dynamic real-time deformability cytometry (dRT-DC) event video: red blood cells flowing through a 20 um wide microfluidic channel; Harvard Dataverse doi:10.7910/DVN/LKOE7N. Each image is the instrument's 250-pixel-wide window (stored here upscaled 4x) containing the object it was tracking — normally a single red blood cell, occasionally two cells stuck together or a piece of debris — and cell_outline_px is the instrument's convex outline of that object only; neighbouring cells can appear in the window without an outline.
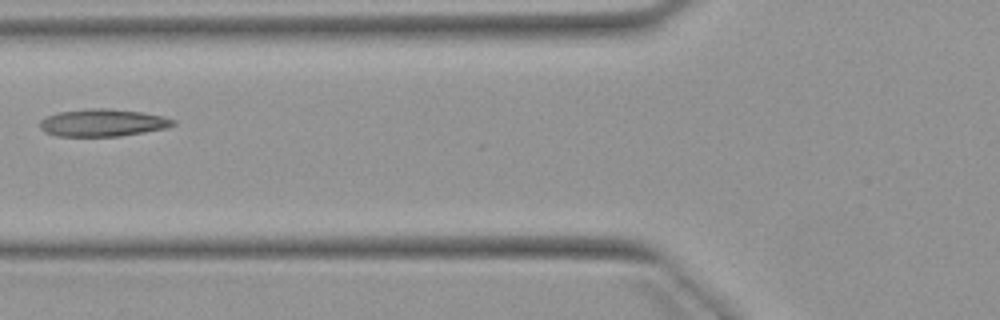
{"species": "Egyptian fruit bat (a non-hibernating species)", "species_latin": "Rousettus aegyptiacus", "temperature_condition": "warm", "stored_images_in_passage": 5, "camera_frame_rate_fps": 3000, "um_per_image_px": 0.085, "animal": {"sex": "female"}, "frame": {"image": 1, "passage_image": 5, "time_ms": 5.667, "image_size_px": [1000, 320], "cell_outline_px": [[176, 124], [168, 128], [120, 136], [56, 136], [44, 132], [40, 128], [40, 120], [48, 116], [60, 112], [88, 108], [108, 108], [140, 112], [164, 116], [176, 120]], "centroid_in_image_um": [8.76, 10.43], "position_along_channel_um": 117.0, "area_um2": 21.33}}